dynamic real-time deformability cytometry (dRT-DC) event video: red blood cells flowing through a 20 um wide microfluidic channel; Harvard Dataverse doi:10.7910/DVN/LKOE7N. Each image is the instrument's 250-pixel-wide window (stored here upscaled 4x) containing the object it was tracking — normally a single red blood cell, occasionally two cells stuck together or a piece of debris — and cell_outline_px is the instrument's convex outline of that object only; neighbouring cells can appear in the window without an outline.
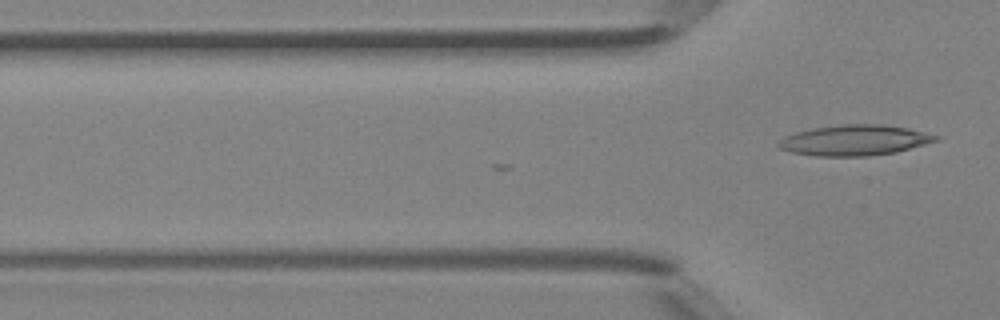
{"species": "Egyptian fruit bat (a non-hibernating species)", "species_latin": "Rousettus aegyptiacus", "temperature_condition": "room temperature", "stored_images_in_passage": 3, "camera_frame_rate_fps": 3000, "um_per_image_px": 0.085, "animal": {"sex": "female"}, "frame": {"image": 1, "passage_image": 3, "time_ms": 0.667, "image_size_px": [1000, 320], "cell_outline_px": [[940, 140], [896, 152], [868, 156], [816, 156], [792, 152], [780, 148], [776, 144], [784, 136], [796, 132], [812, 128], [844, 124], [884, 124], [908, 128], [940, 136]], "centroid_in_image_um": [72.66, 11.92], "position_along_channel_um": 53.1, "area_um2": 28.03}}